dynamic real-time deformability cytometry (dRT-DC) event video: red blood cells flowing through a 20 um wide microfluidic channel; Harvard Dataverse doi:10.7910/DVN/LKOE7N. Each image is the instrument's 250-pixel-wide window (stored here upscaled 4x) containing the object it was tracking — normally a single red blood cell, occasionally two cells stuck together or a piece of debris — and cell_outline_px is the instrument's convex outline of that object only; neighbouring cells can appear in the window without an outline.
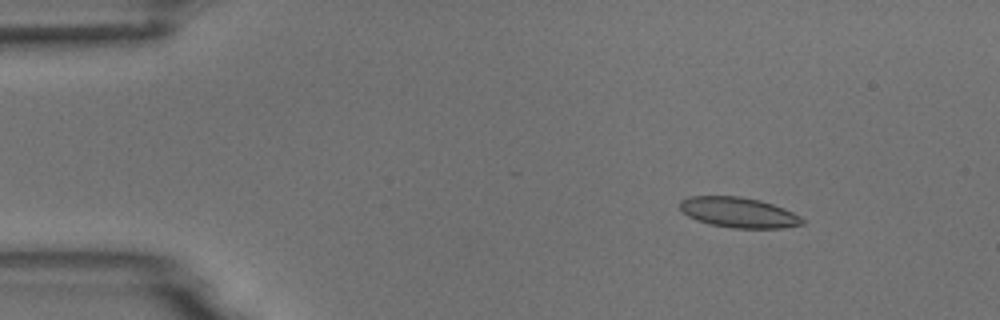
{"species": "common noctule bat (a hibernating species)", "species_latin": "Nyctalus noctula", "temperature_condition": "room temperature", "stored_images_in_passage": 4, "camera_frame_rate_fps": 3000, "um_per_image_px": 0.085, "animal": {"sex": "male", "body_mass_g": 18.8}, "frame": {"image": 1, "passage_image": 2, "time_ms": 2.0, "image_size_px": [1000, 320], "cell_outline_px": [[804, 224], [784, 228], [732, 228], [712, 224], [696, 220], [680, 212], [680, 200], [688, 196], [740, 196], [760, 200], [784, 208], [800, 216], [804, 220]], "centroid_in_image_um": [62.76, 18.05], "position_along_channel_um": 22.2, "area_um2": 21.73}}